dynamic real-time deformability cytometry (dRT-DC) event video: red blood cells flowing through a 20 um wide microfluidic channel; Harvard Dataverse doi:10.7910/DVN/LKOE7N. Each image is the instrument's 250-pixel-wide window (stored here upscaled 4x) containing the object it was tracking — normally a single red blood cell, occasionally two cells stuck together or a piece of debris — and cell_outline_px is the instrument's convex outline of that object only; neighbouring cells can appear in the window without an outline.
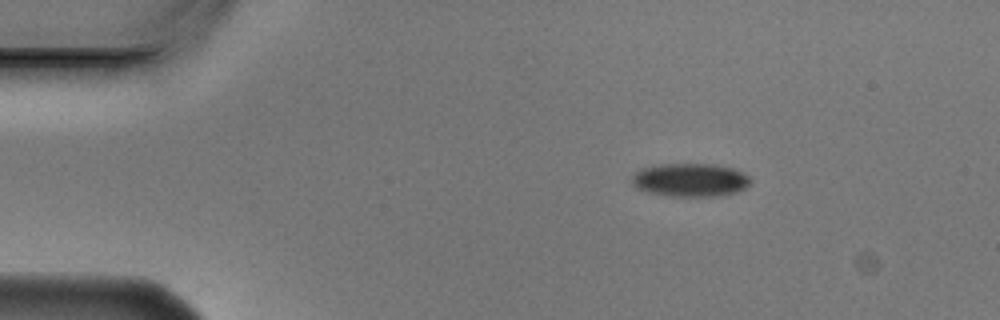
{"species": "Egyptian fruit bat (a non-hibernating species)", "species_latin": "Rousettus aegyptiacus", "temperature_condition": "cold", "stored_images_in_passage": 3, "camera_frame_rate_fps": 3000, "um_per_image_px": 0.085, "animal": {"sex": "male"}, "frame": {"image": 1, "passage_image": 1, "time_ms": 0.0, "image_size_px": [1000, 320], "cell_outline_px": [[752, 180], [744, 188], [736, 192], [716, 196], [668, 196], [648, 192], [636, 188], [632, 184], [632, 176], [640, 168], [660, 164], [712, 164], [732, 168], [744, 172]], "centroid_in_image_um": [58.65, 15.29], "position_along_channel_um": 26.4, "area_um2": 23.06}}